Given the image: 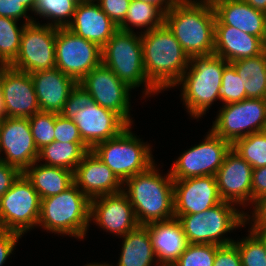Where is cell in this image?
Segmentation results:
<instances>
[{"label":"cell","instance_id":"28","mask_svg":"<svg viewBox=\"0 0 266 266\" xmlns=\"http://www.w3.org/2000/svg\"><path fill=\"white\" fill-rule=\"evenodd\" d=\"M122 238V249L117 266H152L157 258L145 225H139Z\"/></svg>","mask_w":266,"mask_h":266},{"label":"cell","instance_id":"44","mask_svg":"<svg viewBox=\"0 0 266 266\" xmlns=\"http://www.w3.org/2000/svg\"><path fill=\"white\" fill-rule=\"evenodd\" d=\"M253 205L252 218L245 212V224L252 221L250 230H266V196L255 200Z\"/></svg>","mask_w":266,"mask_h":266},{"label":"cell","instance_id":"17","mask_svg":"<svg viewBox=\"0 0 266 266\" xmlns=\"http://www.w3.org/2000/svg\"><path fill=\"white\" fill-rule=\"evenodd\" d=\"M92 220L106 232L119 235L120 238L139 226L133 206L123 192L91 199L90 221Z\"/></svg>","mask_w":266,"mask_h":266},{"label":"cell","instance_id":"19","mask_svg":"<svg viewBox=\"0 0 266 266\" xmlns=\"http://www.w3.org/2000/svg\"><path fill=\"white\" fill-rule=\"evenodd\" d=\"M222 201L218 192L216 176L174 180L175 216L199 213Z\"/></svg>","mask_w":266,"mask_h":266},{"label":"cell","instance_id":"11","mask_svg":"<svg viewBox=\"0 0 266 266\" xmlns=\"http://www.w3.org/2000/svg\"><path fill=\"white\" fill-rule=\"evenodd\" d=\"M55 60L56 68L79 83L102 63V48L67 27H56Z\"/></svg>","mask_w":266,"mask_h":266},{"label":"cell","instance_id":"9","mask_svg":"<svg viewBox=\"0 0 266 266\" xmlns=\"http://www.w3.org/2000/svg\"><path fill=\"white\" fill-rule=\"evenodd\" d=\"M41 198L22 172L0 198V229L23 235L39 222Z\"/></svg>","mask_w":266,"mask_h":266},{"label":"cell","instance_id":"4","mask_svg":"<svg viewBox=\"0 0 266 266\" xmlns=\"http://www.w3.org/2000/svg\"><path fill=\"white\" fill-rule=\"evenodd\" d=\"M229 63L215 54L190 56L189 66L176 84L190 116L202 117L220 99L222 73ZM189 70V71H188Z\"/></svg>","mask_w":266,"mask_h":266},{"label":"cell","instance_id":"8","mask_svg":"<svg viewBox=\"0 0 266 266\" xmlns=\"http://www.w3.org/2000/svg\"><path fill=\"white\" fill-rule=\"evenodd\" d=\"M141 140L129 125L118 136L96 144L91 150L123 183L155 164L151 146Z\"/></svg>","mask_w":266,"mask_h":266},{"label":"cell","instance_id":"6","mask_svg":"<svg viewBox=\"0 0 266 266\" xmlns=\"http://www.w3.org/2000/svg\"><path fill=\"white\" fill-rule=\"evenodd\" d=\"M102 63L130 88L144 86V96L158 94L144 71L140 32L136 34L118 29L102 48Z\"/></svg>","mask_w":266,"mask_h":266},{"label":"cell","instance_id":"51","mask_svg":"<svg viewBox=\"0 0 266 266\" xmlns=\"http://www.w3.org/2000/svg\"><path fill=\"white\" fill-rule=\"evenodd\" d=\"M263 242L266 251V230H252Z\"/></svg>","mask_w":266,"mask_h":266},{"label":"cell","instance_id":"40","mask_svg":"<svg viewBox=\"0 0 266 266\" xmlns=\"http://www.w3.org/2000/svg\"><path fill=\"white\" fill-rule=\"evenodd\" d=\"M54 141L84 143L80 136L78 127L73 120L65 118L61 114H55Z\"/></svg>","mask_w":266,"mask_h":266},{"label":"cell","instance_id":"49","mask_svg":"<svg viewBox=\"0 0 266 266\" xmlns=\"http://www.w3.org/2000/svg\"><path fill=\"white\" fill-rule=\"evenodd\" d=\"M253 8L266 13V0H243Z\"/></svg>","mask_w":266,"mask_h":266},{"label":"cell","instance_id":"7","mask_svg":"<svg viewBox=\"0 0 266 266\" xmlns=\"http://www.w3.org/2000/svg\"><path fill=\"white\" fill-rule=\"evenodd\" d=\"M235 205L222 201L202 212L175 218L181 223L188 243L228 245L235 240L224 237V234L245 226V213L235 208Z\"/></svg>","mask_w":266,"mask_h":266},{"label":"cell","instance_id":"13","mask_svg":"<svg viewBox=\"0 0 266 266\" xmlns=\"http://www.w3.org/2000/svg\"><path fill=\"white\" fill-rule=\"evenodd\" d=\"M231 148L232 144L230 142L209 130L202 143L184 151L173 162L170 175L173 180L215 176Z\"/></svg>","mask_w":266,"mask_h":266},{"label":"cell","instance_id":"16","mask_svg":"<svg viewBox=\"0 0 266 266\" xmlns=\"http://www.w3.org/2000/svg\"><path fill=\"white\" fill-rule=\"evenodd\" d=\"M0 91L6 117L29 118L41 111L29 73L5 66L0 75Z\"/></svg>","mask_w":266,"mask_h":266},{"label":"cell","instance_id":"33","mask_svg":"<svg viewBox=\"0 0 266 266\" xmlns=\"http://www.w3.org/2000/svg\"><path fill=\"white\" fill-rule=\"evenodd\" d=\"M18 20L0 17V64L8 66L20 48L21 34L25 23L18 27Z\"/></svg>","mask_w":266,"mask_h":266},{"label":"cell","instance_id":"48","mask_svg":"<svg viewBox=\"0 0 266 266\" xmlns=\"http://www.w3.org/2000/svg\"><path fill=\"white\" fill-rule=\"evenodd\" d=\"M160 7L165 13H167L179 0H140Z\"/></svg>","mask_w":266,"mask_h":266},{"label":"cell","instance_id":"26","mask_svg":"<svg viewBox=\"0 0 266 266\" xmlns=\"http://www.w3.org/2000/svg\"><path fill=\"white\" fill-rule=\"evenodd\" d=\"M265 50L266 43L261 38L232 26L215 25L214 54L228 63L257 56Z\"/></svg>","mask_w":266,"mask_h":266},{"label":"cell","instance_id":"55","mask_svg":"<svg viewBox=\"0 0 266 266\" xmlns=\"http://www.w3.org/2000/svg\"><path fill=\"white\" fill-rule=\"evenodd\" d=\"M262 132L266 135V122H265V125H264V128H263Z\"/></svg>","mask_w":266,"mask_h":266},{"label":"cell","instance_id":"22","mask_svg":"<svg viewBox=\"0 0 266 266\" xmlns=\"http://www.w3.org/2000/svg\"><path fill=\"white\" fill-rule=\"evenodd\" d=\"M95 0L78 2L73 19L67 28L103 48L118 30V26L107 16Z\"/></svg>","mask_w":266,"mask_h":266},{"label":"cell","instance_id":"32","mask_svg":"<svg viewBox=\"0 0 266 266\" xmlns=\"http://www.w3.org/2000/svg\"><path fill=\"white\" fill-rule=\"evenodd\" d=\"M77 0H37L34 14L49 19L47 25L66 28L72 21Z\"/></svg>","mask_w":266,"mask_h":266},{"label":"cell","instance_id":"20","mask_svg":"<svg viewBox=\"0 0 266 266\" xmlns=\"http://www.w3.org/2000/svg\"><path fill=\"white\" fill-rule=\"evenodd\" d=\"M73 122L82 141L92 149L96 144L118 136L129 126L117 113L101 107L93 98L88 107L80 110Z\"/></svg>","mask_w":266,"mask_h":266},{"label":"cell","instance_id":"46","mask_svg":"<svg viewBox=\"0 0 266 266\" xmlns=\"http://www.w3.org/2000/svg\"><path fill=\"white\" fill-rule=\"evenodd\" d=\"M21 173L17 167L0 160V198L11 188Z\"/></svg>","mask_w":266,"mask_h":266},{"label":"cell","instance_id":"25","mask_svg":"<svg viewBox=\"0 0 266 266\" xmlns=\"http://www.w3.org/2000/svg\"><path fill=\"white\" fill-rule=\"evenodd\" d=\"M145 226L152 240L157 266H171L188 245L181 223L174 217Z\"/></svg>","mask_w":266,"mask_h":266},{"label":"cell","instance_id":"56","mask_svg":"<svg viewBox=\"0 0 266 266\" xmlns=\"http://www.w3.org/2000/svg\"><path fill=\"white\" fill-rule=\"evenodd\" d=\"M204 1L208 3H213L215 0H204Z\"/></svg>","mask_w":266,"mask_h":266},{"label":"cell","instance_id":"50","mask_svg":"<svg viewBox=\"0 0 266 266\" xmlns=\"http://www.w3.org/2000/svg\"><path fill=\"white\" fill-rule=\"evenodd\" d=\"M19 1L33 13L37 0H19Z\"/></svg>","mask_w":266,"mask_h":266},{"label":"cell","instance_id":"57","mask_svg":"<svg viewBox=\"0 0 266 266\" xmlns=\"http://www.w3.org/2000/svg\"><path fill=\"white\" fill-rule=\"evenodd\" d=\"M179 1H193V0H179ZM197 1V0H194ZM198 1H204V0H198Z\"/></svg>","mask_w":266,"mask_h":266},{"label":"cell","instance_id":"30","mask_svg":"<svg viewBox=\"0 0 266 266\" xmlns=\"http://www.w3.org/2000/svg\"><path fill=\"white\" fill-rule=\"evenodd\" d=\"M89 150L91 149L85 143L53 141L39 149L37 162L45 160L44 165L61 167L74 172Z\"/></svg>","mask_w":266,"mask_h":266},{"label":"cell","instance_id":"41","mask_svg":"<svg viewBox=\"0 0 266 266\" xmlns=\"http://www.w3.org/2000/svg\"><path fill=\"white\" fill-rule=\"evenodd\" d=\"M107 16L119 26L125 19L131 0H95Z\"/></svg>","mask_w":266,"mask_h":266},{"label":"cell","instance_id":"24","mask_svg":"<svg viewBox=\"0 0 266 266\" xmlns=\"http://www.w3.org/2000/svg\"><path fill=\"white\" fill-rule=\"evenodd\" d=\"M40 110L61 114L71 90L77 82L58 68L33 72L30 74Z\"/></svg>","mask_w":266,"mask_h":266},{"label":"cell","instance_id":"27","mask_svg":"<svg viewBox=\"0 0 266 266\" xmlns=\"http://www.w3.org/2000/svg\"><path fill=\"white\" fill-rule=\"evenodd\" d=\"M36 165V166H35ZM41 199L60 194L74 184V172L35 161L24 172Z\"/></svg>","mask_w":266,"mask_h":266},{"label":"cell","instance_id":"1","mask_svg":"<svg viewBox=\"0 0 266 266\" xmlns=\"http://www.w3.org/2000/svg\"><path fill=\"white\" fill-rule=\"evenodd\" d=\"M144 71L148 81L159 91L172 88L189 66L190 57L164 24L142 32Z\"/></svg>","mask_w":266,"mask_h":266},{"label":"cell","instance_id":"39","mask_svg":"<svg viewBox=\"0 0 266 266\" xmlns=\"http://www.w3.org/2000/svg\"><path fill=\"white\" fill-rule=\"evenodd\" d=\"M92 99L91 95L77 83L71 90L61 115L65 118L73 120L80 110L88 107V102Z\"/></svg>","mask_w":266,"mask_h":266},{"label":"cell","instance_id":"12","mask_svg":"<svg viewBox=\"0 0 266 266\" xmlns=\"http://www.w3.org/2000/svg\"><path fill=\"white\" fill-rule=\"evenodd\" d=\"M55 37L54 26L39 21L26 24L17 57L8 66L29 74L55 68Z\"/></svg>","mask_w":266,"mask_h":266},{"label":"cell","instance_id":"14","mask_svg":"<svg viewBox=\"0 0 266 266\" xmlns=\"http://www.w3.org/2000/svg\"><path fill=\"white\" fill-rule=\"evenodd\" d=\"M95 103L117 113L128 125L130 118V88L114 72L101 63L92 69L80 82Z\"/></svg>","mask_w":266,"mask_h":266},{"label":"cell","instance_id":"23","mask_svg":"<svg viewBox=\"0 0 266 266\" xmlns=\"http://www.w3.org/2000/svg\"><path fill=\"white\" fill-rule=\"evenodd\" d=\"M215 25L232 26L247 34L257 36L266 43V13L243 0H215Z\"/></svg>","mask_w":266,"mask_h":266},{"label":"cell","instance_id":"18","mask_svg":"<svg viewBox=\"0 0 266 266\" xmlns=\"http://www.w3.org/2000/svg\"><path fill=\"white\" fill-rule=\"evenodd\" d=\"M252 171L253 167L231 148L215 175L221 199L236 206L252 205Z\"/></svg>","mask_w":266,"mask_h":266},{"label":"cell","instance_id":"42","mask_svg":"<svg viewBox=\"0 0 266 266\" xmlns=\"http://www.w3.org/2000/svg\"><path fill=\"white\" fill-rule=\"evenodd\" d=\"M28 11L30 10L19 0H0V17H7L18 21L24 17L25 24L35 22L34 18L28 15Z\"/></svg>","mask_w":266,"mask_h":266},{"label":"cell","instance_id":"34","mask_svg":"<svg viewBox=\"0 0 266 266\" xmlns=\"http://www.w3.org/2000/svg\"><path fill=\"white\" fill-rule=\"evenodd\" d=\"M232 149L253 169L266 166V135L262 131L237 139Z\"/></svg>","mask_w":266,"mask_h":266},{"label":"cell","instance_id":"38","mask_svg":"<svg viewBox=\"0 0 266 266\" xmlns=\"http://www.w3.org/2000/svg\"><path fill=\"white\" fill-rule=\"evenodd\" d=\"M241 80L235 68L229 63L222 73L220 88V101L224 105L246 99V91Z\"/></svg>","mask_w":266,"mask_h":266},{"label":"cell","instance_id":"37","mask_svg":"<svg viewBox=\"0 0 266 266\" xmlns=\"http://www.w3.org/2000/svg\"><path fill=\"white\" fill-rule=\"evenodd\" d=\"M28 119L33 139L38 150L54 141L55 113L40 111L30 116Z\"/></svg>","mask_w":266,"mask_h":266},{"label":"cell","instance_id":"31","mask_svg":"<svg viewBox=\"0 0 266 266\" xmlns=\"http://www.w3.org/2000/svg\"><path fill=\"white\" fill-rule=\"evenodd\" d=\"M165 12L158 6L140 0H131L124 21L118 26L123 31L134 32V27H142L147 32L164 25Z\"/></svg>","mask_w":266,"mask_h":266},{"label":"cell","instance_id":"29","mask_svg":"<svg viewBox=\"0 0 266 266\" xmlns=\"http://www.w3.org/2000/svg\"><path fill=\"white\" fill-rule=\"evenodd\" d=\"M230 64L242 79L246 98L266 99V50L257 56L239 59Z\"/></svg>","mask_w":266,"mask_h":266},{"label":"cell","instance_id":"53","mask_svg":"<svg viewBox=\"0 0 266 266\" xmlns=\"http://www.w3.org/2000/svg\"><path fill=\"white\" fill-rule=\"evenodd\" d=\"M85 266H112L110 264H106V263H103V264H100V263H89V264H86Z\"/></svg>","mask_w":266,"mask_h":266},{"label":"cell","instance_id":"10","mask_svg":"<svg viewBox=\"0 0 266 266\" xmlns=\"http://www.w3.org/2000/svg\"><path fill=\"white\" fill-rule=\"evenodd\" d=\"M218 112L210 130L233 144L237 139L263 131L266 122V99L246 98L222 105Z\"/></svg>","mask_w":266,"mask_h":266},{"label":"cell","instance_id":"35","mask_svg":"<svg viewBox=\"0 0 266 266\" xmlns=\"http://www.w3.org/2000/svg\"><path fill=\"white\" fill-rule=\"evenodd\" d=\"M218 247L213 244L188 243L171 266H213Z\"/></svg>","mask_w":266,"mask_h":266},{"label":"cell","instance_id":"52","mask_svg":"<svg viewBox=\"0 0 266 266\" xmlns=\"http://www.w3.org/2000/svg\"><path fill=\"white\" fill-rule=\"evenodd\" d=\"M6 117L5 105L3 97H0V119L3 120Z\"/></svg>","mask_w":266,"mask_h":266},{"label":"cell","instance_id":"36","mask_svg":"<svg viewBox=\"0 0 266 266\" xmlns=\"http://www.w3.org/2000/svg\"><path fill=\"white\" fill-rule=\"evenodd\" d=\"M240 241H234L242 266H266V251L262 240L252 231Z\"/></svg>","mask_w":266,"mask_h":266},{"label":"cell","instance_id":"54","mask_svg":"<svg viewBox=\"0 0 266 266\" xmlns=\"http://www.w3.org/2000/svg\"><path fill=\"white\" fill-rule=\"evenodd\" d=\"M5 66H6V65H4V64H0V75H1L2 69H3ZM0 97H3L2 94H1V91H0Z\"/></svg>","mask_w":266,"mask_h":266},{"label":"cell","instance_id":"15","mask_svg":"<svg viewBox=\"0 0 266 266\" xmlns=\"http://www.w3.org/2000/svg\"><path fill=\"white\" fill-rule=\"evenodd\" d=\"M0 160L24 172L38 159L28 118L5 117L0 133ZM4 157V158H3Z\"/></svg>","mask_w":266,"mask_h":266},{"label":"cell","instance_id":"21","mask_svg":"<svg viewBox=\"0 0 266 266\" xmlns=\"http://www.w3.org/2000/svg\"><path fill=\"white\" fill-rule=\"evenodd\" d=\"M74 184L91 200L122 192L123 183L89 150L74 171Z\"/></svg>","mask_w":266,"mask_h":266},{"label":"cell","instance_id":"43","mask_svg":"<svg viewBox=\"0 0 266 266\" xmlns=\"http://www.w3.org/2000/svg\"><path fill=\"white\" fill-rule=\"evenodd\" d=\"M213 266H242L237 246L234 243L219 246Z\"/></svg>","mask_w":266,"mask_h":266},{"label":"cell","instance_id":"47","mask_svg":"<svg viewBox=\"0 0 266 266\" xmlns=\"http://www.w3.org/2000/svg\"><path fill=\"white\" fill-rule=\"evenodd\" d=\"M252 204L255 200L266 196V166L252 171Z\"/></svg>","mask_w":266,"mask_h":266},{"label":"cell","instance_id":"2","mask_svg":"<svg viewBox=\"0 0 266 266\" xmlns=\"http://www.w3.org/2000/svg\"><path fill=\"white\" fill-rule=\"evenodd\" d=\"M122 192L133 206L139 225L175 217L174 180L170 171L162 176L153 164L147 171L125 180Z\"/></svg>","mask_w":266,"mask_h":266},{"label":"cell","instance_id":"45","mask_svg":"<svg viewBox=\"0 0 266 266\" xmlns=\"http://www.w3.org/2000/svg\"><path fill=\"white\" fill-rule=\"evenodd\" d=\"M22 235L6 229H0V266L6 262Z\"/></svg>","mask_w":266,"mask_h":266},{"label":"cell","instance_id":"3","mask_svg":"<svg viewBox=\"0 0 266 266\" xmlns=\"http://www.w3.org/2000/svg\"><path fill=\"white\" fill-rule=\"evenodd\" d=\"M215 21L212 3L193 0L174 5L164 24L190 57L214 54Z\"/></svg>","mask_w":266,"mask_h":266},{"label":"cell","instance_id":"5","mask_svg":"<svg viewBox=\"0 0 266 266\" xmlns=\"http://www.w3.org/2000/svg\"><path fill=\"white\" fill-rule=\"evenodd\" d=\"M91 200L73 184L60 194L41 199L38 226L52 233L84 239L90 226Z\"/></svg>","mask_w":266,"mask_h":266},{"label":"cell","instance_id":"58","mask_svg":"<svg viewBox=\"0 0 266 266\" xmlns=\"http://www.w3.org/2000/svg\"><path fill=\"white\" fill-rule=\"evenodd\" d=\"M1 127H2V120L0 119V133H1Z\"/></svg>","mask_w":266,"mask_h":266}]
</instances>
